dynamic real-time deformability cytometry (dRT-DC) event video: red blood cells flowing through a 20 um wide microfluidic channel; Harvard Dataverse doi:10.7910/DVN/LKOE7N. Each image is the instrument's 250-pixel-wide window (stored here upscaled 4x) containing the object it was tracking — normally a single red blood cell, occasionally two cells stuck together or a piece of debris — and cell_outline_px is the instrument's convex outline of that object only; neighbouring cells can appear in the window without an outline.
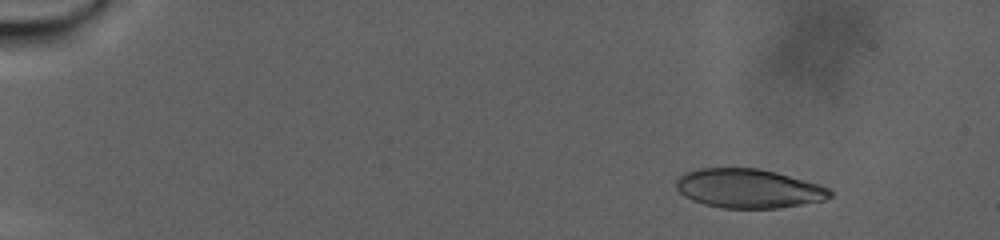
{"species": "human", "species_latin": "Homo sapiens", "temperature_condition": "warm", "stored_images_in_passage": 99, "camera_frame_rate_fps": 3000, "um_per_image_px": 0.085, "donor": {"sex": "male"}, "frame": {"image": 1, "passage_image": 10, "time_ms": 3.0, "image_size_px": [1000, 240], "cell_outline_px": [[832, 196], [824, 200], [776, 208], [724, 208], [704, 204], [692, 200], [684, 196], [676, 188], [676, 180], [684, 172], [700, 168], [756, 168], [776, 172], [820, 184], [828, 188], [832, 192]], "centroid_in_image_um": [63.61, 16.01], "position_along_channel_um": 21.4, "area_um2": 34.97}}
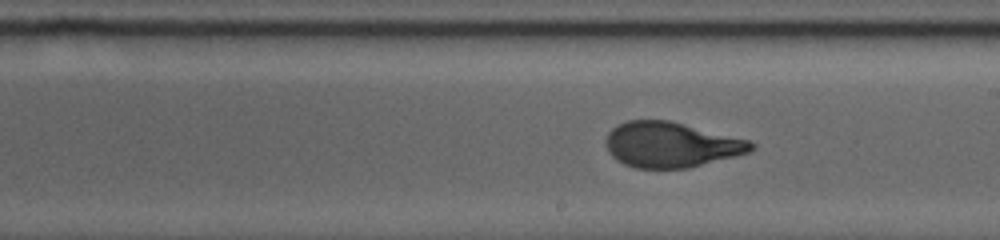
{"frame": {"image": 2, "passage_image": 59, "time_ms": 19.333, "image_size_px": [1000, 240], "cell_outline_px": [[756, 148], [748, 152], [736, 156], [688, 168], [636, 168], [624, 164], [616, 160], [608, 152], [604, 140], [608, 132], [612, 128], [628, 120], [668, 120], [748, 140], [756, 144]], "centroid_in_image_um": [57.01, 12.31], "position_along_channel_um": 232.0, "area_um2": 38.26}}
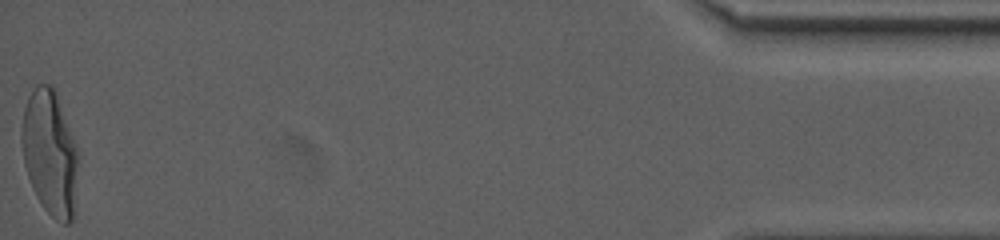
{"frame": {"image": 3, "passage_image": 99, "time_ms": 32.667, "image_size_px": [1000, 240], "cell_outline_px": [[80, 152], [72, 220], [68, 224], [64, 224], [56, 220], [44, 208], [36, 196], [32, 188], [24, 164], [20, 140], [20, 128], [24, 108], [28, 96], [36, 84], [52, 84], [56, 92]], "centroid_in_image_um": [4.24, 12.96], "position_along_channel_um": 431.0, "area_um2": 41.85}}